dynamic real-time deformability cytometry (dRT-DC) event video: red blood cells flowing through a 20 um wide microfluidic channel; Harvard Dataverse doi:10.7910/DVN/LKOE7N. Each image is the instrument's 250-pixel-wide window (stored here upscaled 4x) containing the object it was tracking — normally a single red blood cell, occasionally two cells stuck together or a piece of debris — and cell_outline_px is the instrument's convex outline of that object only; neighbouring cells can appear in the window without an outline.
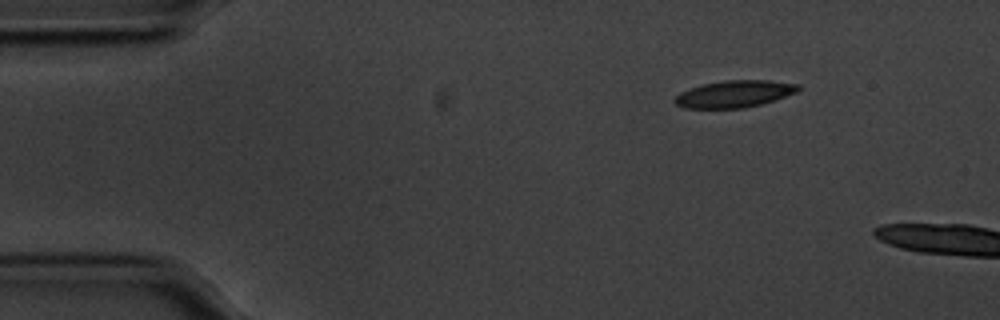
{"species": "common noctule bat (a hibernating species)", "species_latin": "Nyctalus noctula", "temperature_condition": "cold", "stored_images_in_passage": 4, "camera_frame_rate_fps": 3000, "um_per_image_px": 0.085, "animal": {"sex": "male", "body_mass_g": 20.1, "forearm_length_mm": 53.5}, "frame": {"image": 1, "passage_image": 1, "time_ms": 0.0, "image_size_px": [1000, 320], "cell_outline_px": [[800, 88], [796, 92], [760, 104], [744, 108], [684, 108], [676, 104], [672, 100], [680, 92], [704, 84], [724, 80], [768, 80], [800, 84]], "centroid_in_image_um": [62.4, 7.98], "position_along_channel_um": 22.6, "area_um2": 19.19}}